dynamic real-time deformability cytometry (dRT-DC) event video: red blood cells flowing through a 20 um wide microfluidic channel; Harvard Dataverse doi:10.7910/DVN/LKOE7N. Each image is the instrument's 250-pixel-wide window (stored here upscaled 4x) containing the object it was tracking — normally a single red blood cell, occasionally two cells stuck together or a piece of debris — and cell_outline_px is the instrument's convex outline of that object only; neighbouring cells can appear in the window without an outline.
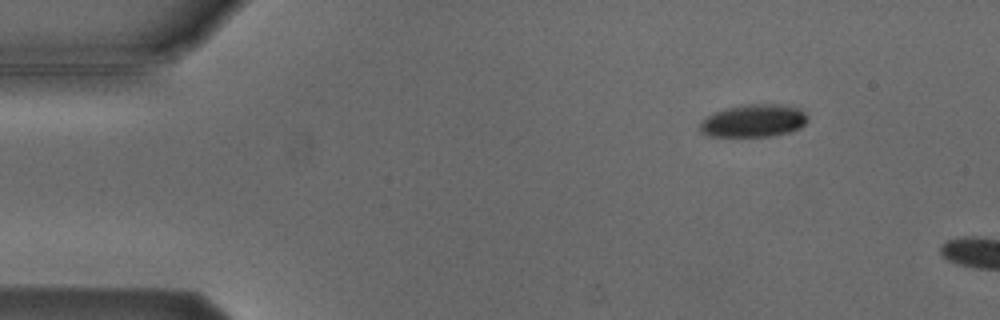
{"species": "Egyptian fruit bat (a non-hibernating species)", "species_latin": "Rousettus aegyptiacus", "temperature_condition": "cold", "stored_images_in_passage": 2, "camera_frame_rate_fps": 3000, "um_per_image_px": 0.085, "animal": {"sex": "male"}, "frame": {"image": 1, "passage_image": 2, "time_ms": 2.0, "image_size_px": [1000, 320], "cell_outline_px": [[808, 120], [800, 128], [792, 132], [772, 136], [708, 136], [700, 132], [700, 124], [708, 116], [716, 112], [728, 108], [744, 104], [776, 104], [800, 108], [808, 116]], "centroid_in_image_um": [64.1, 10.27], "position_along_channel_um": 20.9, "area_um2": 20.46}}